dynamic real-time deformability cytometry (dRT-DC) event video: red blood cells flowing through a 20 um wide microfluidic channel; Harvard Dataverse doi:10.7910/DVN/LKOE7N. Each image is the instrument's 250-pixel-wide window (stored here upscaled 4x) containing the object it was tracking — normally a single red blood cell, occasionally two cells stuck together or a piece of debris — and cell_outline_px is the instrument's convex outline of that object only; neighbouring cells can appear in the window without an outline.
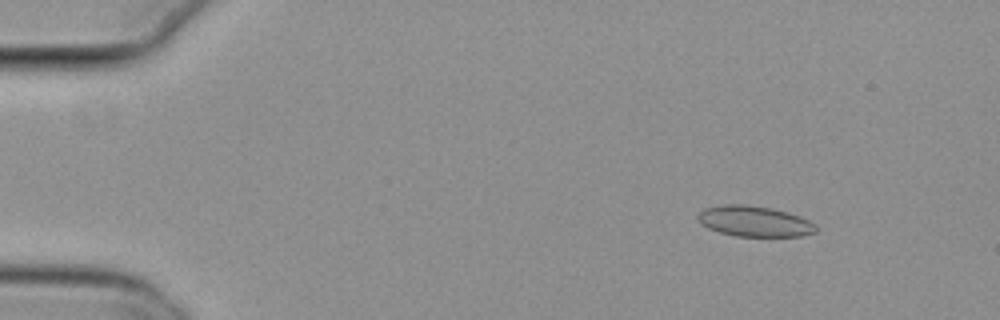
{"species": "common noctule bat (a hibernating species)", "species_latin": "Nyctalus noctula", "temperature_condition": "cold", "stored_images_in_passage": 55, "camera_frame_rate_fps": 3000, "um_per_image_px": 0.085, "animal": {"sex": "female", "body_mass_g": 29.2, "forearm_length_mm": 56.3}, "frame": {"image": 1, "passage_image": 7, "time_ms": 2.0, "image_size_px": [1000, 320], "cell_outline_px": [[816, 232], [804, 236], [736, 236], [720, 232], [708, 228], [700, 224], [696, 216], [704, 208], [724, 204], [744, 204], [772, 208], [788, 212], [800, 216], [816, 224]], "centroid_in_image_um": [64.12, 18.8], "position_along_channel_um": 20.9, "area_um2": 21.21}}
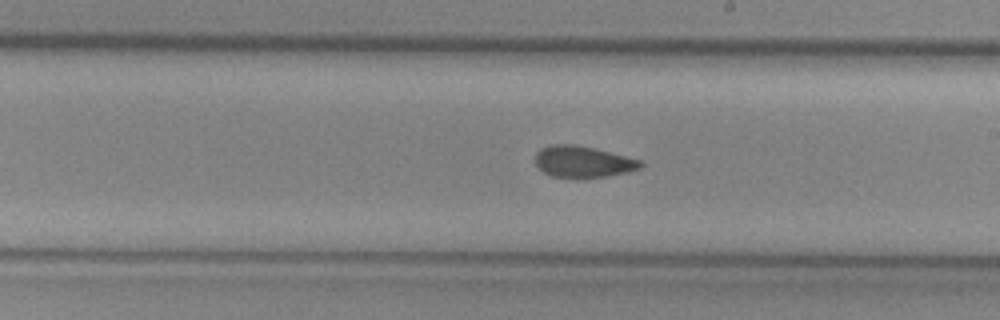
{"frame": {"image": 2, "passage_image": 32, "time_ms": 10.333, "image_size_px": [1000, 320], "cell_outline_px": [[644, 164], [640, 168], [628, 172], [608, 176], [584, 180], [576, 180], [552, 176], [544, 172], [536, 164], [536, 152], [540, 148], [552, 144], [572, 144], [592, 148], [640, 160]], "centroid_in_image_um": [49.53, 13.79], "position_along_channel_um": 239.5, "area_um2": 19.59}}
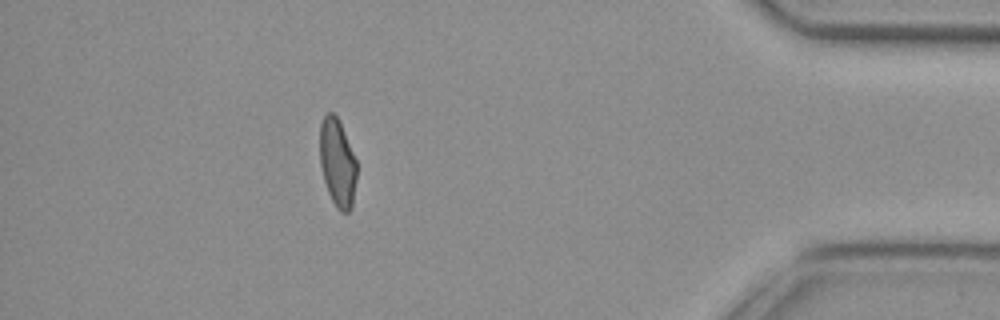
{"frame": {"image": 3, "passage_image": 49, "time_ms": 16.0, "image_size_px": [1000, 320], "cell_outline_px": [[356, 180], [352, 208], [348, 212], [340, 212], [336, 208], [328, 192], [324, 180], [320, 164], [320, 124], [324, 116], [328, 112], [332, 112], [336, 116], [344, 132], [356, 160]], "centroid_in_image_um": [28.68, 13.87], "position_along_channel_um": 406.5, "area_um2": 18.79}, "authors_computed_cell_mechanics": {"area_um2": 20.0566, "velocity_mm_per_s": 3.7863, "shape_relaxation_time_tau1_ms": null, "shape_relaxation_time_tau2_ms": 2.3237, "deformation_change_tau1": null, "deformation_change_tau2": 0.0673}}